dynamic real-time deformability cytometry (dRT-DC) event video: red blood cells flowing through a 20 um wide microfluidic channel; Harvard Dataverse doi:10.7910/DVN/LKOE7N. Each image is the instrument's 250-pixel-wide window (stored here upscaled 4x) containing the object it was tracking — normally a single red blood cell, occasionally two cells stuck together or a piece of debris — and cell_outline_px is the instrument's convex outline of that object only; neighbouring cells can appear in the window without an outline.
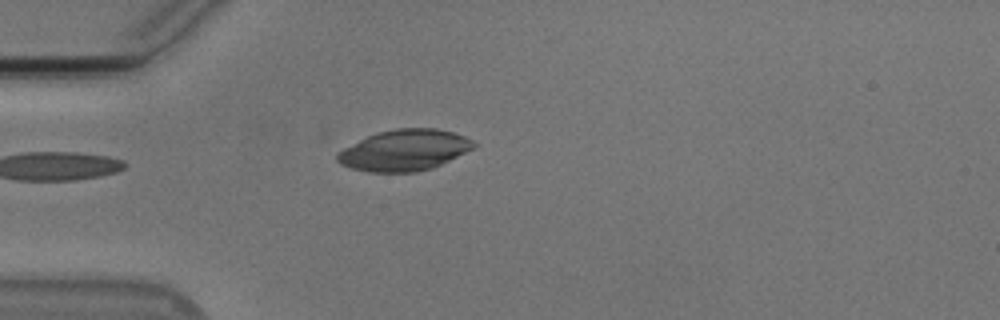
{"species": "Egyptian fruit bat (a non-hibernating species)", "species_latin": "Rousettus aegyptiacus", "temperature_condition": "cold", "stored_images_in_passage": 23, "camera_frame_rate_fps": 3000, "um_per_image_px": 0.085, "animal": {"sex": "male"}, "frame": {"image": 1, "passage_image": 1, "time_ms": 0.0, "image_size_px": [1000, 320], "cell_outline_px": [[476, 144], [472, 148], [432, 168], [416, 172], [368, 172], [352, 168], [340, 164], [336, 160], [336, 152], [368, 136], [380, 132], [400, 128], [436, 128], [452, 132], [464, 136], [472, 140]], "centroid_in_image_um": [34.33, 12.77], "position_along_channel_um": 50.7, "area_um2": 32.19}}